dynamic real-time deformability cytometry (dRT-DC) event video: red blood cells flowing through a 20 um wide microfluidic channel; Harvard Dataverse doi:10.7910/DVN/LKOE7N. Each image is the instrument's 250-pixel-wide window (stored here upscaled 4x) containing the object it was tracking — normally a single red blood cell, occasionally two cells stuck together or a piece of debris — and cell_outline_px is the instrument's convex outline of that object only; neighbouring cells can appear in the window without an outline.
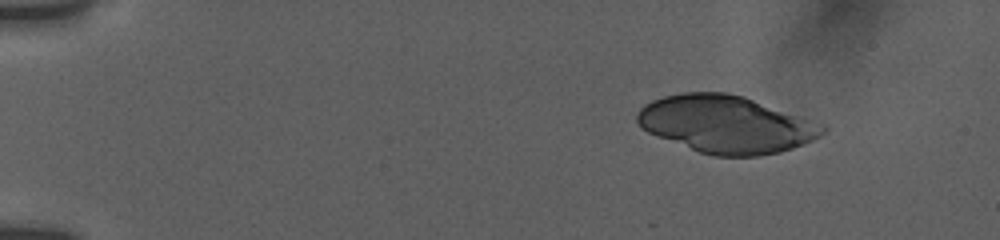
{"species": "human", "species_latin": "Homo sapiens", "temperature_condition": "room temperature", "stored_images_in_passage": 47, "camera_frame_rate_fps": 3000, "um_per_image_px": 0.085, "donor": {"sex": "female"}, "frame": {"image": 1, "passage_image": 1, "time_ms": 0.0, "image_size_px": [1000, 240], "cell_outline_px": [[828, 128], [820, 136], [804, 144], [780, 152], [760, 156], [716, 156], [700, 152], [648, 132], [636, 120], [636, 112], [644, 104], [652, 100], [664, 96], [684, 92], [728, 92], [744, 96], [828, 124]], "centroid_in_image_um": [61.79, 10.55], "position_along_channel_um": 23.2, "area_um2": 62.31}}
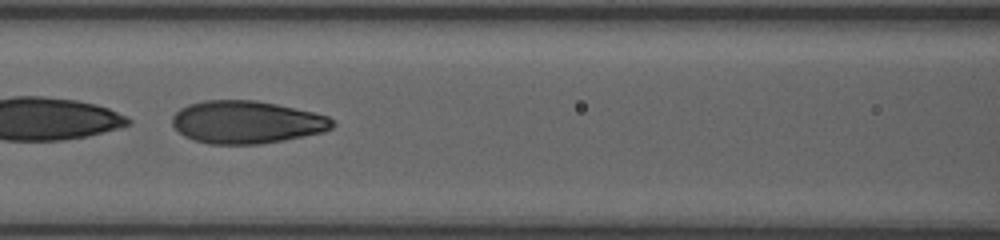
{"frame": {"image": 2, "passage_image": 40, "time_ms": 6.333, "image_size_px": [1000, 240], "cell_outline_px": [[336, 124], [332, 128], [324, 132], [284, 140], [260, 144], [208, 144], [184, 136], [172, 124], [172, 116], [180, 108], [188, 104], [204, 100], [256, 100], [276, 104], [312, 112], [328, 116]], "centroid_in_image_um": [20.96, 10.38], "position_along_channel_um": 145.6, "area_um2": 39.82}}